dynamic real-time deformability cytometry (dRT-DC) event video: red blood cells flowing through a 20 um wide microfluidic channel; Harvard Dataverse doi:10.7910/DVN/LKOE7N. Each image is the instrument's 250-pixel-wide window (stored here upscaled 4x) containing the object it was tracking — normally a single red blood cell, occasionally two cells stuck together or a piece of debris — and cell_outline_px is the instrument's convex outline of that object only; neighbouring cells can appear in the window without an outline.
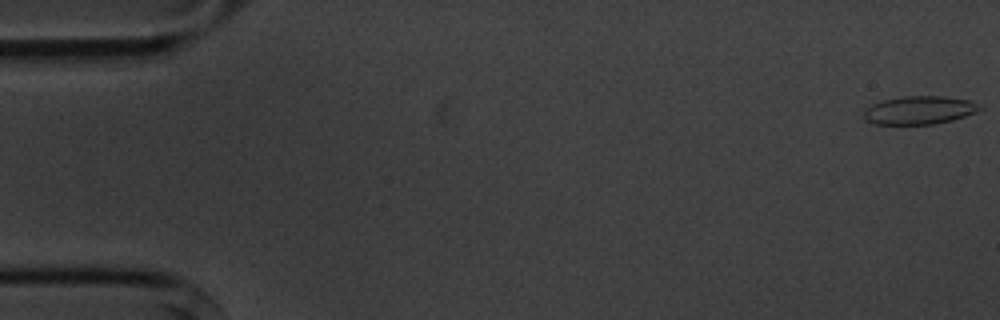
{"species": "common noctule bat (a hibernating species)", "species_latin": "Nyctalus noctula", "temperature_condition": "cold", "stored_images_in_passage": 6, "camera_frame_rate_fps": 3000, "um_per_image_px": 0.085, "animal": {"sex": "male", "body_mass_g": 20.1, "forearm_length_mm": 53.5}, "frame": {"image": 1, "passage_image": 1, "time_ms": 0.0, "image_size_px": [1000, 320], "cell_outline_px": [[984, 108], [976, 112], [952, 120], [932, 124], [876, 124], [864, 120], [864, 108], [872, 104], [884, 100], [900, 96], [944, 96], [968, 100]], "centroid_in_image_um": [78.11, 9.36], "position_along_channel_um": 6.9, "area_um2": 19.02}}
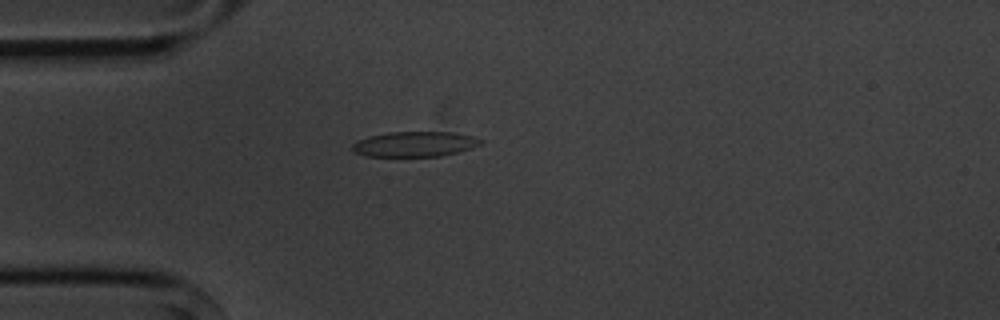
{"frame": {"image": 2, "passage_image": 5, "time_ms": 4.667, "image_size_px": [1000, 320], "cell_outline_px": [[484, 140], [480, 144], [472, 148], [440, 156], [364, 156], [356, 152], [352, 148], [352, 144], [356, 140], [368, 136], [388, 132], [452, 132], [472, 136]], "centroid_in_image_um": [35.23, 12.24], "position_along_channel_um": 49.8, "area_um2": 18.79}}